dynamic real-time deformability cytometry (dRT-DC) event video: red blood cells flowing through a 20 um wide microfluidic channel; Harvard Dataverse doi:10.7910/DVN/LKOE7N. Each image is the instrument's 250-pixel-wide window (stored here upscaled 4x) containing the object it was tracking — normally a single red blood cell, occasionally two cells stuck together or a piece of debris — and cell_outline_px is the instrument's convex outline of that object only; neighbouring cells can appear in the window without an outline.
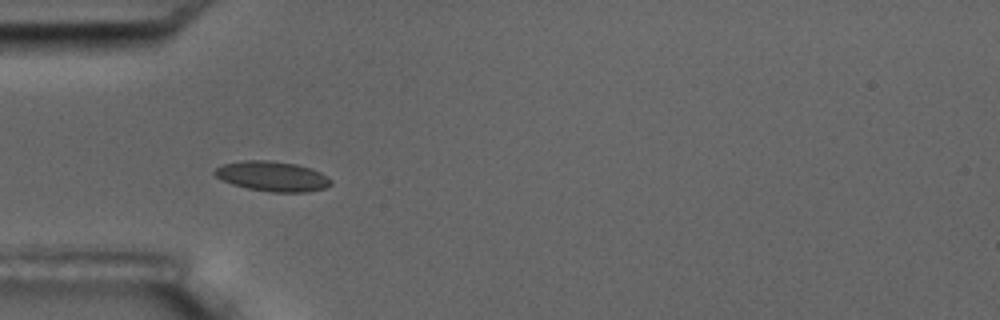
{"species": "common noctule bat (a hibernating species)", "species_latin": "Nyctalus noctula", "temperature_condition": "room temperature", "stored_images_in_passage": 5, "camera_frame_rate_fps": 3000, "um_per_image_px": 0.085, "animal": {"sex": "male", "body_mass_g": 17.5, "forearm_length_mm": 52.3}, "frame": {"image": 1, "passage_image": 4, "time_ms": 3.667, "image_size_px": [1000, 320], "cell_outline_px": [[332, 184], [324, 188], [308, 192], [272, 192], [248, 188], [232, 184], [216, 176], [212, 172], [216, 168], [224, 164], [244, 160], [268, 160], [296, 164], [312, 168], [320, 172], [332, 180]], "centroid_in_image_um": [23.17, 14.98], "position_along_channel_um": 61.8, "area_um2": 20.23}}